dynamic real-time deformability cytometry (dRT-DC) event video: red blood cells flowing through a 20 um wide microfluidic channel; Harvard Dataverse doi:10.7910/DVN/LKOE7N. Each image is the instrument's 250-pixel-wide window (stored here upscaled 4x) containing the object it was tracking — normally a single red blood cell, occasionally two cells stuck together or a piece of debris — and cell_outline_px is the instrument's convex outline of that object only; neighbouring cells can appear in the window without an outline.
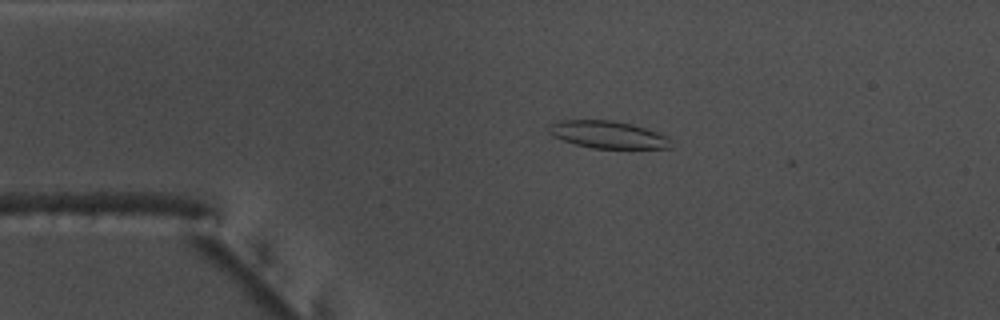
{"species": "common noctule bat (a hibernating species)", "species_latin": "Nyctalus noctula", "temperature_condition": "warm", "stored_images_in_passage": 38, "camera_frame_rate_fps": 3000, "um_per_image_px": 0.085, "animal": {"sex": "male", "body_mass_g": 17.5, "forearm_length_mm": 52.3}, "frame": {"image": 1, "passage_image": 1, "time_ms": 0.0, "image_size_px": [1000, 320], "cell_outline_px": [[672, 148], [592, 148], [576, 144], [552, 136], [548, 132], [548, 124], [560, 120], [612, 120], [632, 124], [668, 136]], "centroid_in_image_um": [51.64, 11.44], "position_along_channel_um": 33.4, "area_um2": 19.36}}
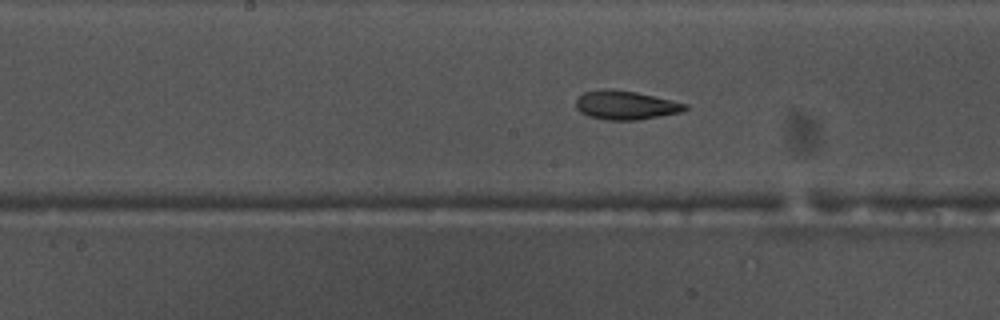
{"frame": {"image": 2, "passage_image": 17, "time_ms": 5.333, "image_size_px": [1000, 320], "cell_outline_px": [[688, 108], [680, 112], [636, 120], [604, 120], [588, 116], [580, 112], [576, 108], [576, 100], [584, 92], [608, 88], [612, 88], [636, 92], [688, 104]], "centroid_in_image_um": [53.14, 8.93], "position_along_channel_um": 195.1, "area_um2": 18.26}}
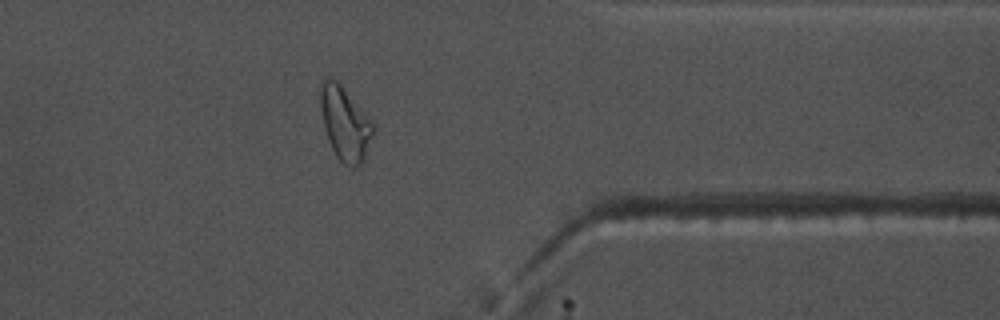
{"frame": {"image": 3, "passage_image": 33, "time_ms": 10.667, "image_size_px": [1000, 320], "cell_outline_px": [[372, 136], [364, 160], [356, 168], [352, 168], [344, 164], [336, 156], [328, 140], [324, 128], [320, 108], [320, 84], [324, 76], [328, 76], [336, 80], [340, 84], [372, 120]], "centroid_in_image_um": [29.29, 10.48], "position_along_channel_um": 382.1, "area_um2": 22.6}, "authors_computed_cell_mechanics": {"area_um2": 18.3515, "velocity_mm_per_s": 3.761, "shape_relaxation_time_tau1_ms": 6.568, "shape_relaxation_time_tau2_ms": 1.6626, "deformation_change_tau1": 0.1912, "deformation_change_tau2": 0.0684}}